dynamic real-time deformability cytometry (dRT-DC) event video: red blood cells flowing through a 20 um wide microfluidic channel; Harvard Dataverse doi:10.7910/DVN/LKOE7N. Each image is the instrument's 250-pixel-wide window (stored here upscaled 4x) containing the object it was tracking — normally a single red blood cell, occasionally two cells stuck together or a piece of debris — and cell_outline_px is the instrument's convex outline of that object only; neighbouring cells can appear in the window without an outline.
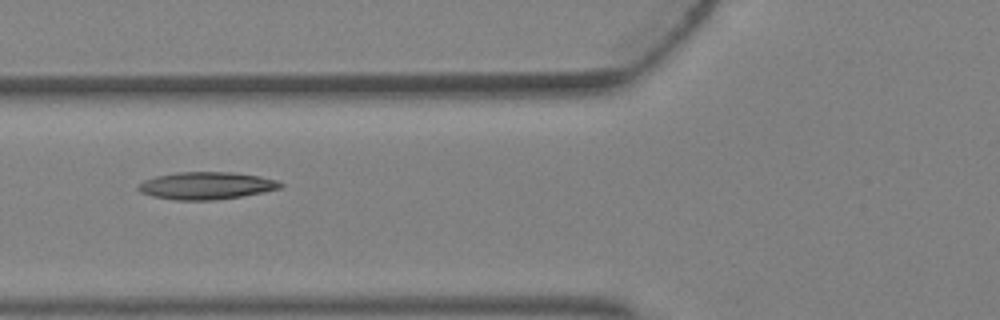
{"species": "Egyptian fruit bat (a non-hibernating species)", "species_latin": "Rousettus aegyptiacus", "temperature_condition": "warm", "stored_images_in_passage": 5, "camera_frame_rate_fps": 3000, "um_per_image_px": 0.085, "animal": {"sex": "female"}, "frame": {"image": 1, "passage_image": 5, "time_ms": 1.333, "image_size_px": [1000, 320], "cell_outline_px": [[284, 184], [280, 188], [264, 192], [216, 200], [172, 200], [152, 196], [140, 192], [136, 188], [144, 180], [156, 176], [176, 172], [232, 172], [260, 176], [276, 180]], "centroid_in_image_um": [17.52, 15.78], "position_along_channel_um": 108.3, "area_um2": 22.72}}